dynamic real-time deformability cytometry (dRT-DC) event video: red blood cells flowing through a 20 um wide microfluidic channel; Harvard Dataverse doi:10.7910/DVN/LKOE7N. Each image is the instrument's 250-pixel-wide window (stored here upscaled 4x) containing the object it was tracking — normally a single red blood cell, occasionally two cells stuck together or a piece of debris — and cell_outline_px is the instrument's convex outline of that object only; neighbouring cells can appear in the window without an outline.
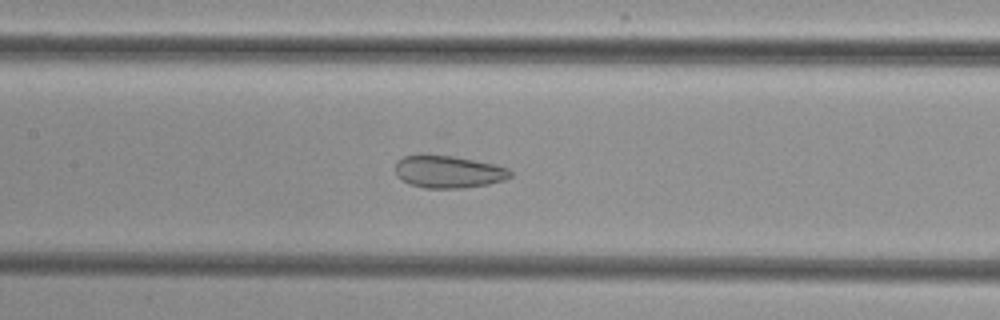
{"species": "common noctule bat (a hibernating species)", "species_latin": "Nyctalus noctula", "temperature_condition": "cold", "stored_images_in_passage": 45, "camera_frame_rate_fps": 3000, "um_per_image_px": 0.085, "animal": {"sex": "female", "body_mass_g": 29.2, "forearm_length_mm": 56.3}, "frame": {"image": 1, "passage_image": 17, "time_ms": 5.333, "image_size_px": [1000, 320], "cell_outline_px": [[512, 176], [504, 180], [488, 184], [464, 188], [424, 188], [408, 184], [400, 180], [396, 176], [396, 160], [404, 156], [424, 152], [452, 156], [492, 164], [508, 168], [512, 172]], "centroid_in_image_um": [38.04, 14.58], "position_along_channel_um": 169.4, "area_um2": 22.2}}
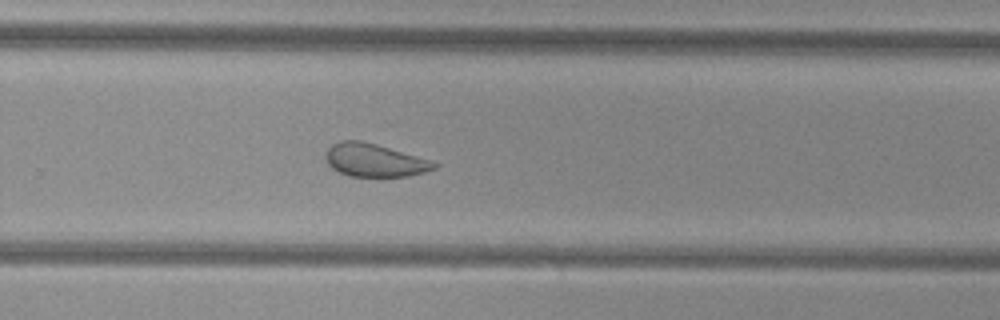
{"frame": {"image": 2, "passage_image": 27, "time_ms": 8.667, "image_size_px": [1000, 320], "cell_outline_px": [[440, 164], [436, 168], [424, 172], [408, 176], [348, 176], [332, 168], [328, 164], [324, 156], [328, 148], [332, 144], [340, 140], [360, 140], [376, 144], [416, 156]], "centroid_in_image_um": [31.79, 13.61], "position_along_channel_um": 298.0, "area_um2": 20.69}}
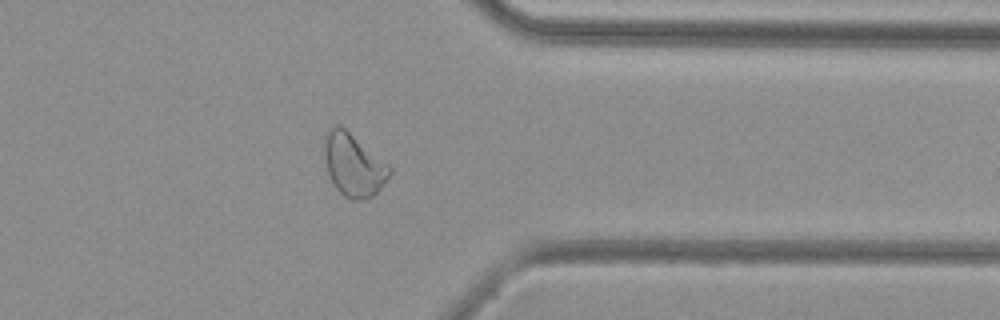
{"frame": {"image": 3, "passage_image": 34, "time_ms": 11.0, "image_size_px": [1000, 320], "cell_outline_px": [[392, 172], [376, 192], [372, 196], [364, 200], [352, 200], [344, 196], [336, 188], [328, 172], [324, 156], [324, 136], [328, 128], [336, 124], [340, 124], [388, 164], [392, 168]], "centroid_in_image_um": [30.03, 14.0], "position_along_channel_um": 381.4, "area_um2": 23.7}}